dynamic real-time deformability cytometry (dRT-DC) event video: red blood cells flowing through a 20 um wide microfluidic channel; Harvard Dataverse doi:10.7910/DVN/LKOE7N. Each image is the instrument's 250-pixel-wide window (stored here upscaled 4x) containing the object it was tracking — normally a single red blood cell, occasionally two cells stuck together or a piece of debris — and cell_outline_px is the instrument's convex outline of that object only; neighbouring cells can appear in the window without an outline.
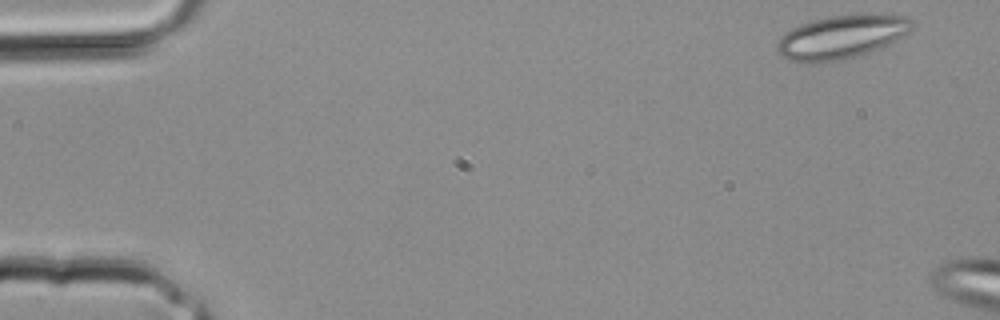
{"species": "common noctule bat (a hibernating species)", "species_latin": "Nyctalus noctula", "temperature_condition": "room temperature", "stored_images_in_passage": 4, "camera_frame_rate_fps": 3000, "um_per_image_px": 0.085, "animal": {"sex": "male", "body_mass_g": 20.4}, "frame": {"image": 1, "passage_image": 1, "time_ms": 0.0, "image_size_px": [1000, 320], "cell_outline_px": [[916, 24], [908, 32], [880, 48], [868, 52], [836, 60], [788, 60], [776, 52], [776, 44], [792, 28], [800, 24], [812, 20], [828, 16], [908, 16]], "centroid_in_image_um": [71.52, 3.12], "position_along_channel_um": 13.5, "area_um2": 32.6}}